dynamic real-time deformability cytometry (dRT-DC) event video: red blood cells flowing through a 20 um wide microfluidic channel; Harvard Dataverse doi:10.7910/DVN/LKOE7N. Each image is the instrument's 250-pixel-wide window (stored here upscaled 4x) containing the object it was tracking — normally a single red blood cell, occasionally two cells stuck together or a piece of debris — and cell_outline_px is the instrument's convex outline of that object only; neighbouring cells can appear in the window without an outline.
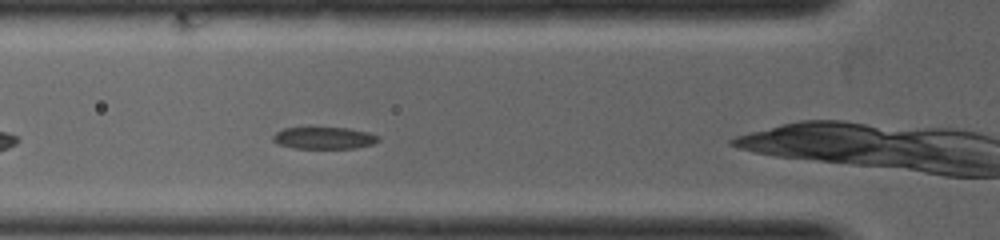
{"species": "common noctule bat (a hibernating species)", "species_latin": "Nyctalus noctula", "temperature_condition": "warm", "stored_images_in_passage": 24, "camera_frame_rate_fps": 5000, "um_per_image_px": 0.085, "animal": {"sex": "female", "body_mass_g": 19.0, "forearm_length_mm": 53.3}, "frame": {"image": 1, "passage_image": 4, "time_ms": 0.6, "image_size_px": [1000, 240], "cell_outline_px": [[380, 140], [372, 144], [356, 148], [296, 148], [276, 144], [272, 140], [272, 136], [276, 132], [284, 128], [312, 124], [348, 128], [368, 132], [380, 136]], "centroid_in_image_um": [27.49, 11.67], "position_along_channel_um": 98.3, "area_um2": 14.39}}
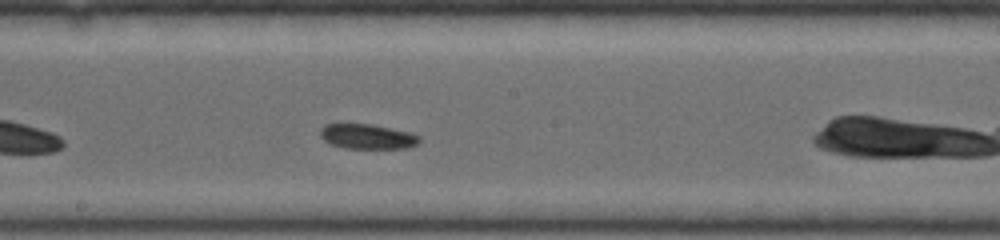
{"frame": {"image": 2, "passage_image": 11, "time_ms": 2.0, "image_size_px": [1000, 240], "cell_outline_px": [[420, 140], [416, 144], [408, 148], [344, 148], [332, 144], [324, 140], [320, 136], [320, 128], [324, 124], [340, 120], [372, 124], [412, 132], [420, 136]], "centroid_in_image_um": [31.15, 11.54], "position_along_channel_um": 217.0, "area_um2": 15.14}}
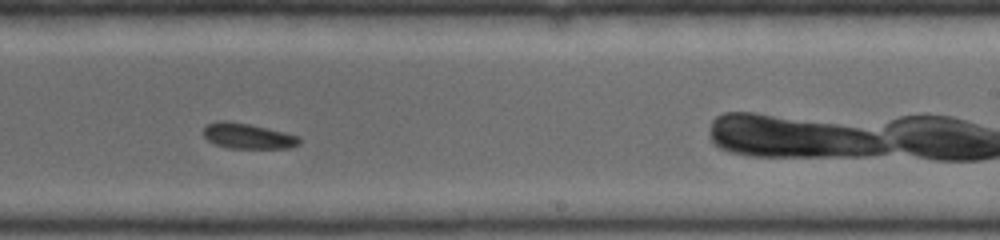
{"frame": {"image": 3, "passage_image": 14, "time_ms": 2.6, "image_size_px": [1000, 240], "cell_outline_px": [[300, 144], [288, 148], [228, 148], [216, 144], [208, 140], [204, 136], [204, 128], [208, 124], [216, 120], [228, 120], [248, 124], [284, 132], [300, 136]], "centroid_in_image_um": [21.06, 11.56], "position_along_channel_um": 267.9, "area_um2": 14.16}}